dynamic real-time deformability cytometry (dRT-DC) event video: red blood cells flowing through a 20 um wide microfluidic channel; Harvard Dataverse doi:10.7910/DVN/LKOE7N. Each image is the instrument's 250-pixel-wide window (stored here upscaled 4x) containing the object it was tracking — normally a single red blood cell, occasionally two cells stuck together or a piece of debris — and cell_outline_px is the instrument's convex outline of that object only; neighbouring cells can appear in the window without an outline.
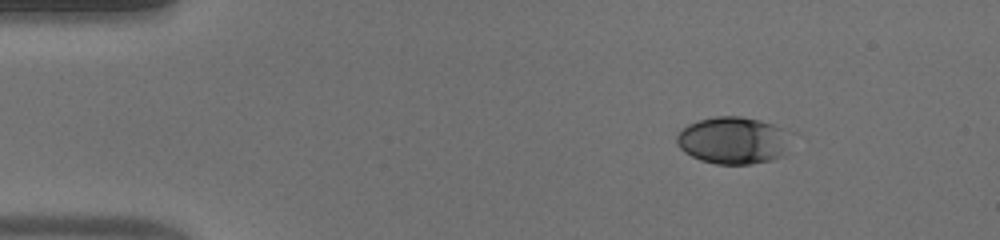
{"species": "human", "species_latin": "Homo sapiens", "temperature_condition": "warm", "stored_images_in_passage": 47, "camera_frame_rate_fps": 3000, "um_per_image_px": 0.085, "donor": {"sex": "male"}, "frame": {"image": 1, "passage_image": 1, "time_ms": 0.0, "image_size_px": [1000, 240], "cell_outline_px": [[784, 156], [772, 160], [752, 164], [716, 164], [700, 160], [684, 152], [680, 148], [676, 140], [676, 136], [688, 124], [700, 120], [716, 116], [740, 116], [760, 120], [772, 124], [780, 128]], "centroid_in_image_um": [62.19, 11.95], "position_along_channel_um": 22.8, "area_um2": 30.4}}
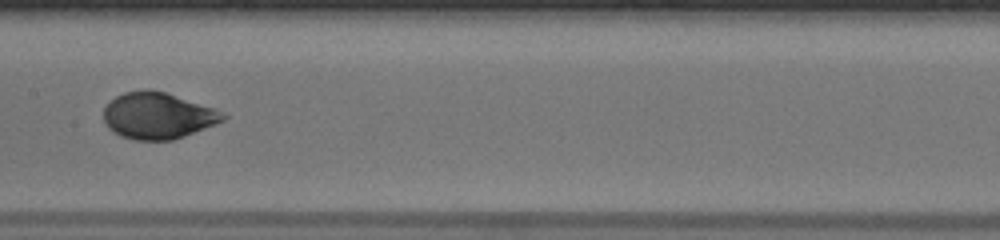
{"frame": {"image": 2, "passage_image": 21, "time_ms": 6.667, "image_size_px": [1000, 240], "cell_outline_px": [[228, 116], [224, 120], [216, 124], [184, 136], [172, 140], [136, 140], [120, 136], [112, 132], [108, 128], [104, 120], [104, 108], [116, 96], [124, 92], [144, 88], [148, 88], [164, 92], [216, 108]], "centroid_in_image_um": [13.41, 9.83], "position_along_channel_um": 194.0, "area_um2": 32.43}}
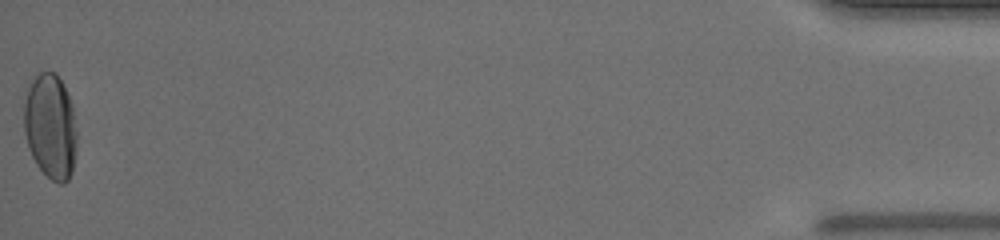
{"frame": {"image": 3, "passage_image": 47, "time_ms": 15.333, "image_size_px": [1000, 240], "cell_outline_px": [[76, 152], [72, 172], [68, 180], [64, 184], [56, 184], [36, 164], [28, 148], [24, 132], [24, 88], [40, 72], [56, 72], [72, 104], [76, 132]], "centroid_in_image_um": [4.27, 10.75], "position_along_channel_um": 430.9, "area_um2": 32.71}, "authors_computed_cell_mechanics": {"area_um2": 31.7322, "velocity_mm_per_s": 3.8566, "shape_relaxation_time_tau1_ms": 6.2248, "shape_relaxation_time_tau2_ms": null, "deformation_change_tau1": 0.2106, "deformation_change_tau2": null}}